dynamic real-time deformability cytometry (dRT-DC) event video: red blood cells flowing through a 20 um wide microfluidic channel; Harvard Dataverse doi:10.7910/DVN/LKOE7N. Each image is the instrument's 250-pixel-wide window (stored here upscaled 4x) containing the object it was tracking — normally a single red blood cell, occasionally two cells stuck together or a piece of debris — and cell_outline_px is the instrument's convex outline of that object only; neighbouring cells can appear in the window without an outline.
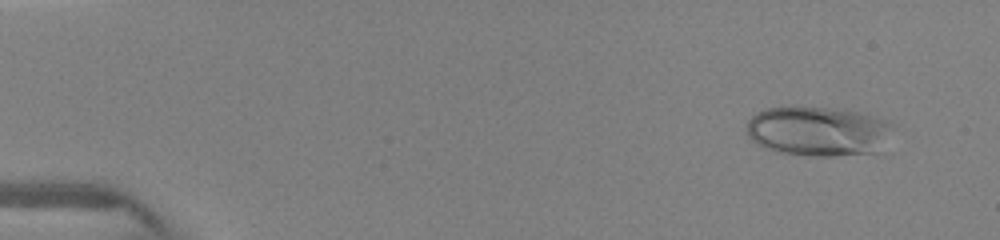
{"species": "human", "species_latin": "Homo sapiens", "temperature_condition": "warm", "stored_images_in_passage": 7, "camera_frame_rate_fps": 3000, "um_per_image_px": 0.085, "donor": {"sex": "female"}, "frame": {"image": 1, "passage_image": 2, "time_ms": 1.0, "image_size_px": [1000, 240], "cell_outline_px": [[896, 124], [876, 152], [832, 156], [804, 156], [780, 152], [764, 148], [752, 140], [748, 136], [748, 120], [756, 112], [768, 108], [844, 108], [888, 120]], "centroid_in_image_um": [69.55, 11.15], "position_along_channel_um": 15.4, "area_um2": 42.14}}
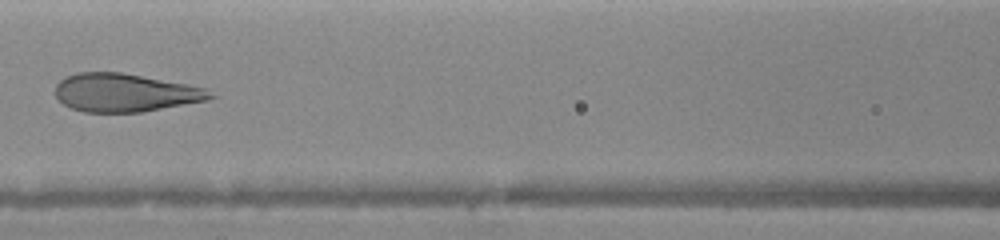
{"frame": {"image": 2, "passage_image": 7, "time_ms": 7.0, "image_size_px": [1000, 240], "cell_outline_px": [[220, 96], [208, 100], [140, 112], [84, 112], [72, 108], [64, 104], [56, 96], [56, 84], [64, 76], [76, 72], [120, 72], [188, 84], [204, 88]], "centroid_in_image_um": [10.64, 7.87], "position_along_channel_um": 156.0, "area_um2": 34.51}}